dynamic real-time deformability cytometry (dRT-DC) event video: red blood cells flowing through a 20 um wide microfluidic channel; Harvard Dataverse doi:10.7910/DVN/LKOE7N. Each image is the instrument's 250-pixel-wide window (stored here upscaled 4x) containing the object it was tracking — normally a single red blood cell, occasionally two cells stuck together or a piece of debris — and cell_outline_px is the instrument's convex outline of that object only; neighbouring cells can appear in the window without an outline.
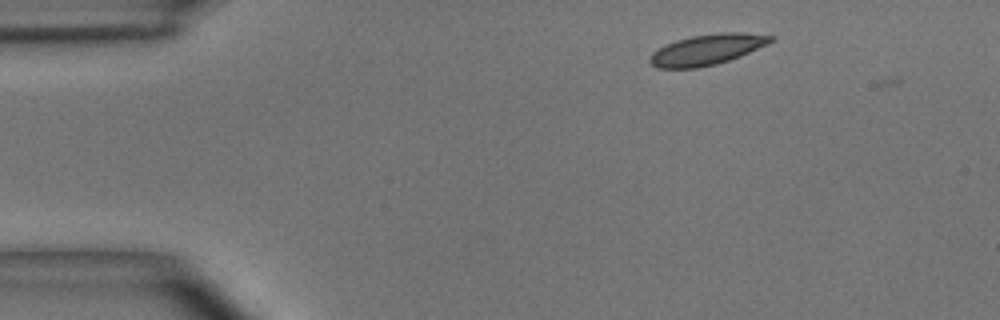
{"species": "common noctule bat (a hibernating species)", "species_latin": "Nyctalus noctula", "temperature_condition": "room temperature", "stored_images_in_passage": 2, "camera_frame_rate_fps": 3000, "um_per_image_px": 0.085, "animal": {"sex": "male", "body_mass_g": 15.6}, "frame": {"image": 1, "passage_image": 1, "time_ms": 0.0, "image_size_px": [1000, 320], "cell_outline_px": [[764, 40], [752, 48], [732, 56], [720, 60], [704, 64], [660, 64], [668, 48], [676, 44], [708, 36], [752, 36]], "centroid_in_image_um": [60.23, 4.21], "position_along_channel_um": 24.8, "area_um2": 13.99}}